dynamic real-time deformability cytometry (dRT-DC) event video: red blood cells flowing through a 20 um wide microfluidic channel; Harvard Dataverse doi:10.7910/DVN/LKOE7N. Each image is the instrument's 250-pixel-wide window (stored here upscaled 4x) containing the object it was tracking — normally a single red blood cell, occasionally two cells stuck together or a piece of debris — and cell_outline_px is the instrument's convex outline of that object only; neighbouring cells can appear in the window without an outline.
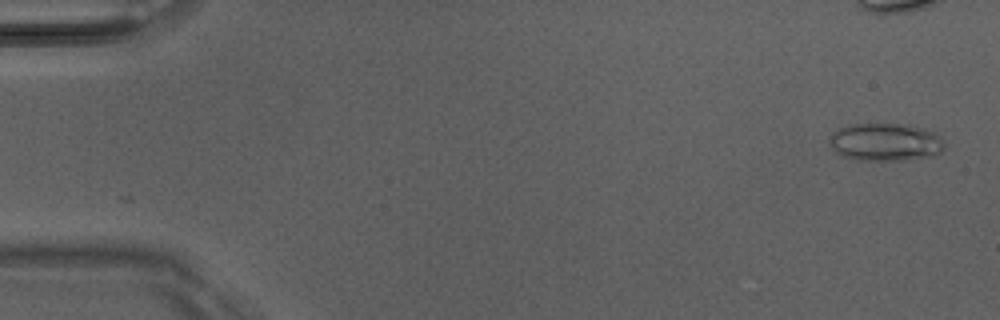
{"species": "Egyptian fruit bat (a non-hibernating species)", "species_latin": "Rousettus aegyptiacus", "temperature_condition": "room temperature", "stored_images_in_passage": 9, "camera_frame_rate_fps": 3000, "um_per_image_px": 0.085, "animal": {"sex": "male"}, "frame": {"image": 1, "passage_image": 1, "time_ms": 0.0, "image_size_px": [1000, 320], "cell_outline_px": [[944, 148], [936, 156], [904, 160], [860, 160], [844, 156], [836, 152], [828, 144], [828, 136], [832, 132], [848, 124], [908, 124], [924, 128], [936, 132], [944, 140]], "centroid_in_image_um": [75.27, 12.07], "position_along_channel_um": 9.7, "area_um2": 25.78}}